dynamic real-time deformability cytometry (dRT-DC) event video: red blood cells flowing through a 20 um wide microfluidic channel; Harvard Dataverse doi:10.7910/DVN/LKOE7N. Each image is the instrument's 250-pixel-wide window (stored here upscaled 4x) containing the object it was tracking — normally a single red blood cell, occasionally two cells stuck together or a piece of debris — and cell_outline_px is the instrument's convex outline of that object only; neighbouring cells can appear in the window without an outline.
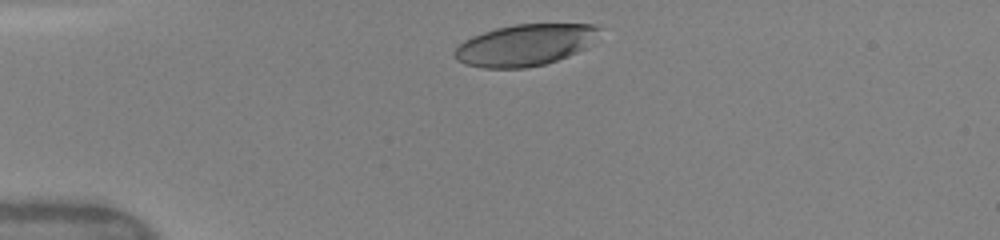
{"species": "human", "species_latin": "Homo sapiens", "temperature_condition": "warm", "stored_images_in_passage": 5, "camera_frame_rate_fps": 3000, "um_per_image_px": 0.085, "donor": {"sex": "female"}, "frame": {"image": 1, "passage_image": 1, "time_ms": 0.0, "image_size_px": [1000, 240], "cell_outline_px": [[600, 28], [584, 48], [568, 56], [544, 64], [524, 68], [484, 68], [464, 64], [456, 60], [452, 56], [452, 52], [464, 40], [472, 36], [496, 28], [516, 24], [592, 24]], "centroid_in_image_um": [44.52, 3.84], "position_along_channel_um": 40.5, "area_um2": 34.62}}